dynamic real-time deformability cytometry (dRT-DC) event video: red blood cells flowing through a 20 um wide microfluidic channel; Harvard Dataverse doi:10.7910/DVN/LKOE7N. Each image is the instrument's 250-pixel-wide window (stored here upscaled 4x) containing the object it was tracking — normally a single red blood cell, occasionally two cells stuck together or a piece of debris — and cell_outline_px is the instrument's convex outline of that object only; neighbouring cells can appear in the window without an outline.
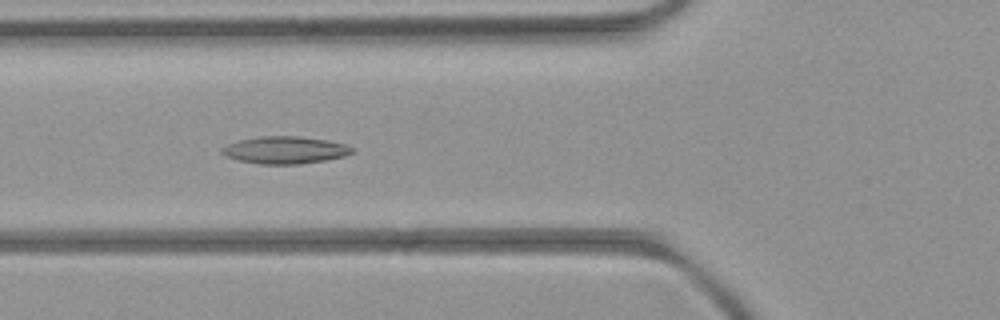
{"species": "common noctule bat (a hibernating species)", "species_latin": "Nyctalus noctula", "temperature_condition": "room temperature", "stored_images_in_passage": 7, "camera_frame_rate_fps": 3000, "um_per_image_px": 0.085, "animal": {"sex": "female", "body_mass_g": 21.9}, "frame": {"image": 1, "passage_image": 6, "time_ms": 5.667, "image_size_px": [1000, 320], "cell_outline_px": [[356, 148], [352, 152], [344, 156], [324, 160], [300, 164], [260, 164], [240, 160], [228, 156], [220, 152], [220, 148], [228, 144], [240, 140], [260, 136], [300, 136], [328, 140], [344, 144]], "centroid_in_image_um": [24.24, 12.74], "position_along_channel_um": 101.6, "area_um2": 20.58}}
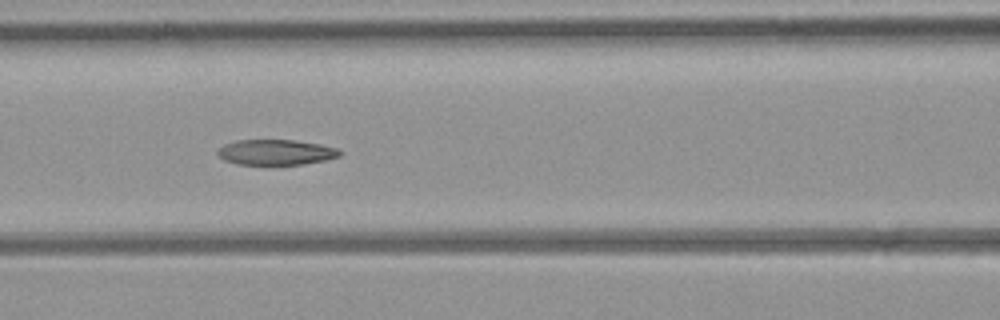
{"frame": {"image": 2, "passage_image": 7, "time_ms": 6.667, "image_size_px": [1000, 320], "cell_outline_px": [[344, 152], [340, 156], [324, 160], [304, 164], [236, 164], [224, 160], [216, 152], [224, 144], [236, 140], [296, 140], [320, 144], [336, 148]], "centroid_in_image_um": [23.46, 12.93], "position_along_channel_um": 143.1, "area_um2": 18.03}}